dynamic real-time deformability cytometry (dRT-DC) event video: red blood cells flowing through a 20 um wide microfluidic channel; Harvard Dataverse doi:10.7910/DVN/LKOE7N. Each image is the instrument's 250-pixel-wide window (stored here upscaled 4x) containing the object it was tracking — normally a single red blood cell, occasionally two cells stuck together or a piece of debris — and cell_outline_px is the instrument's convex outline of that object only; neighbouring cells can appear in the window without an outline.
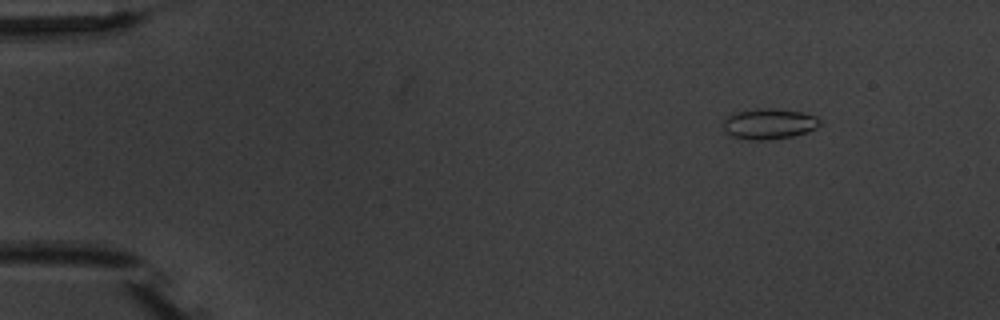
{"species": "common noctule bat (a hibernating species)", "species_latin": "Nyctalus noctula", "temperature_condition": "warm", "stored_images_in_passage": 5, "camera_frame_rate_fps": 3000, "um_per_image_px": 0.085, "animal": {"sex": "male", "body_mass_g": 20.1, "forearm_length_mm": 53.5}, "frame": {"image": 1, "passage_image": 2, "time_ms": 1.333, "image_size_px": [1000, 320], "cell_outline_px": [[820, 124], [816, 128], [808, 132], [792, 136], [764, 140], [748, 140], [732, 136], [724, 132], [724, 120], [728, 116], [736, 112], [756, 108], [772, 108], [804, 112], [816, 116], [820, 120]], "centroid_in_image_um": [65.37, 10.52], "position_along_channel_um": 19.6, "area_um2": 17.34}}
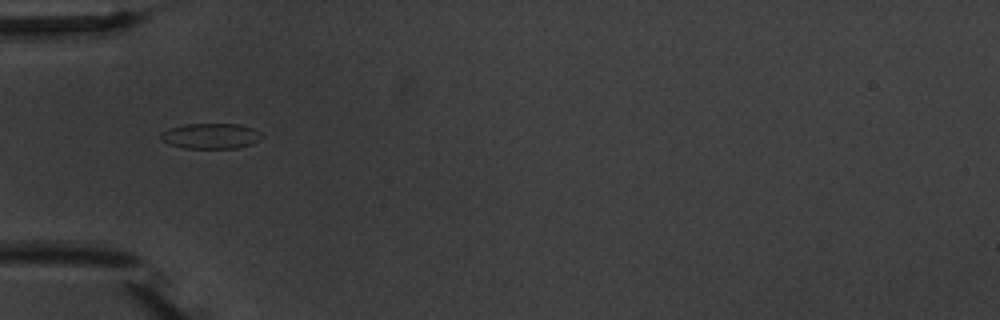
{"frame": {"image": 2, "passage_image": 4, "time_ms": 5.333, "image_size_px": [1000, 320], "cell_outline_px": [[264, 136], [260, 140], [252, 144], [236, 148], [184, 148], [168, 144], [160, 140], [160, 132], [168, 128], [184, 124], [240, 124], [252, 128], [260, 132]], "centroid_in_image_um": [17.89, 11.56], "position_along_channel_um": 67.1, "area_um2": 15.2}}